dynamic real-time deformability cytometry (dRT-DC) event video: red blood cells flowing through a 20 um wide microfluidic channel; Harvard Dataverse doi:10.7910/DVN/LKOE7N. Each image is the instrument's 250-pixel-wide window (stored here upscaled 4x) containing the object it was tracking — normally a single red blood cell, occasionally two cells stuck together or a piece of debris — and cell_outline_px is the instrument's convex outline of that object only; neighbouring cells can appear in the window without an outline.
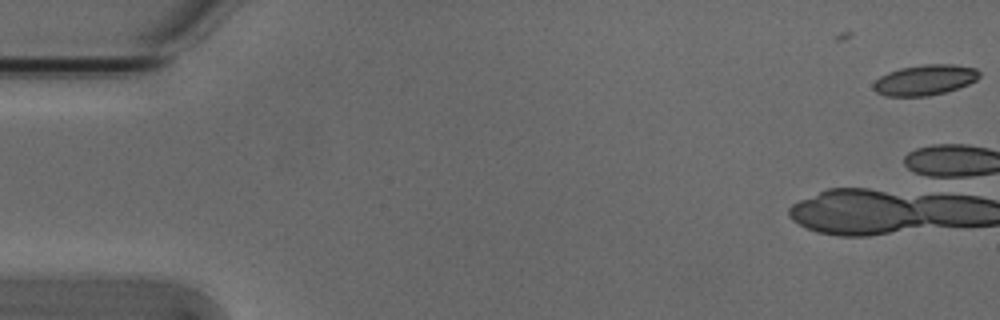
{"species": "Egyptian fruit bat (a non-hibernating species)", "species_latin": "Rousettus aegyptiacus", "temperature_condition": "cold", "stored_images_in_passage": 2, "camera_frame_rate_fps": 3000, "um_per_image_px": 0.085, "animal": {"sex": "male"}, "frame": {"image": 1, "passage_image": 2, "time_ms": 0.333, "image_size_px": [1000, 320], "cell_outline_px": [[980, 76], [976, 80], [968, 84], [944, 92], [928, 96], [884, 96], [876, 92], [872, 88], [872, 84], [880, 76], [888, 72], [900, 68], [924, 64], [952, 64], [976, 68], [980, 72]], "centroid_in_image_um": [78.59, 6.79], "position_along_channel_um": 6.4, "area_um2": 18.84}}